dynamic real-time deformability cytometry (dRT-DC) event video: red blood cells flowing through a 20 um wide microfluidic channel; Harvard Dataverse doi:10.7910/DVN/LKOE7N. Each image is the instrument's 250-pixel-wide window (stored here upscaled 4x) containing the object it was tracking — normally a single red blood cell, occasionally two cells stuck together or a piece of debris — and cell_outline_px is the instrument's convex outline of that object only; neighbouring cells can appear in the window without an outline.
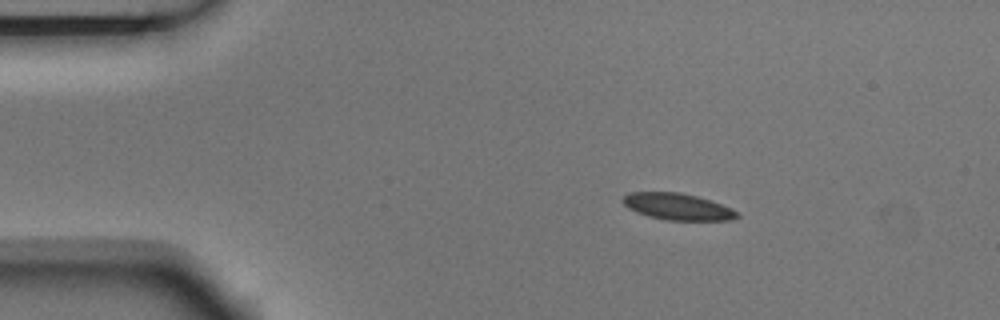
{"species": "Egyptian fruit bat (a non-hibernating species)", "species_latin": "Rousettus aegyptiacus", "temperature_condition": "room temperature", "stored_images_in_passage": 3, "camera_frame_rate_fps": 3000, "um_per_image_px": 0.085, "animal": {"sex": "male"}, "frame": {"image": 1, "passage_image": 1, "time_ms": 0.0, "image_size_px": [1000, 320], "cell_outline_px": [[740, 216], [732, 220], [664, 220], [648, 216], [636, 212], [628, 208], [620, 200], [628, 192], [680, 192], [696, 196], [720, 204], [740, 212]], "centroid_in_image_um": [57.57, 17.57], "position_along_channel_um": 27.4, "area_um2": 17.74}}